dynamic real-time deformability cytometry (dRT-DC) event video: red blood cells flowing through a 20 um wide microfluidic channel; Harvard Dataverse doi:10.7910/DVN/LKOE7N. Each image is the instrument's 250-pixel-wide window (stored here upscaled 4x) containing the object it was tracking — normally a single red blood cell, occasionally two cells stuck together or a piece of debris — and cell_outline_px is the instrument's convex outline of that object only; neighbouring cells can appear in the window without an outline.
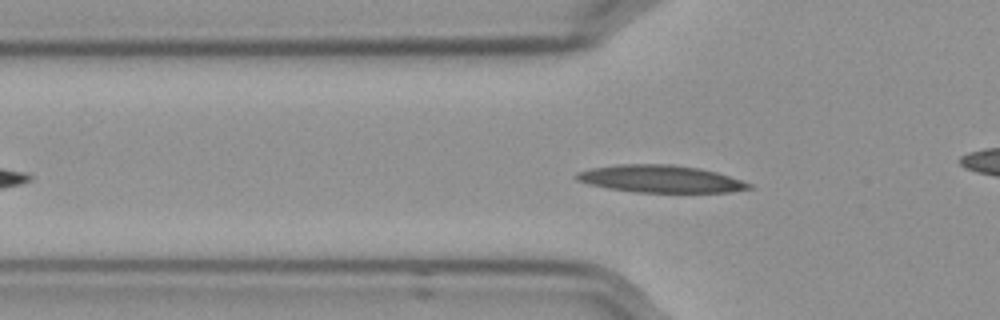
{"species": "Egyptian fruit bat (a non-hibernating species)", "species_latin": "Rousettus aegyptiacus", "temperature_condition": "cold", "stored_images_in_passage": 45, "camera_frame_rate_fps": 3000, "um_per_image_px": 0.085, "frame": {"image": 1, "passage_image": 11, "time_ms": 3.333, "image_size_px": [1000, 320], "cell_outline_px": [[756, 188], [732, 192], [636, 192], [608, 188], [588, 184], [576, 180], [572, 176], [576, 172], [592, 168], [620, 164], [672, 164], [700, 168], [716, 172], [752, 184]], "centroid_in_image_um": [56.13, 15.2], "position_along_channel_um": 69.7, "area_um2": 27.57}}
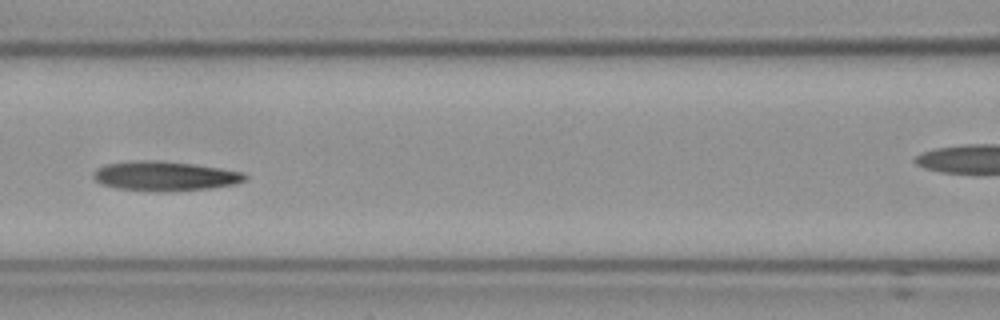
{"frame": {"image": 2, "passage_image": 18, "time_ms": 5.667, "image_size_px": [1000, 320], "cell_outline_px": [[248, 176], [244, 180], [236, 184], [208, 188], [168, 192], [152, 192], [116, 188], [100, 184], [92, 176], [92, 172], [96, 168], [104, 164], [132, 160], [160, 160], [192, 164], [244, 172]], "centroid_in_image_um": [13.94, 14.97], "position_along_channel_um": 152.7, "area_um2": 26.47}}
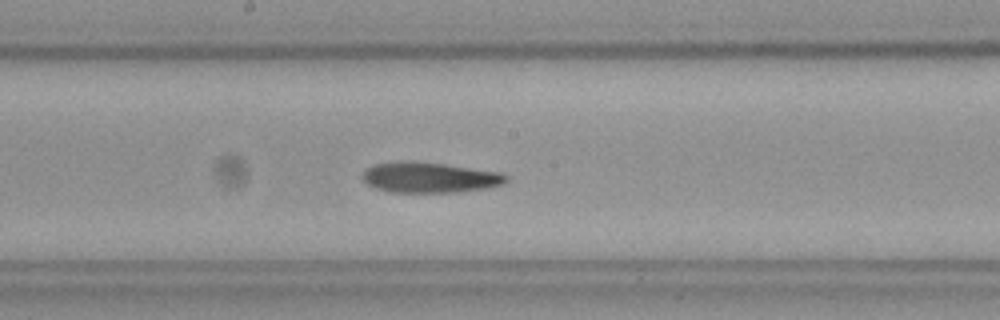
{"frame": {"image": 3, "passage_image": 23, "time_ms": 7.333, "image_size_px": [1000, 320], "cell_outline_px": [[508, 180], [504, 184], [488, 188], [460, 192], [388, 192], [376, 188], [368, 184], [364, 180], [364, 172], [372, 164], [396, 160], [400, 160], [444, 164], [500, 172], [508, 176]], "centroid_in_image_um": [36.53, 15.08], "position_along_channel_um": 211.7, "area_um2": 25.61}, "authors_computed_cell_mechanics": {"area_um2": 25.0274, "velocity_mm_per_s": 3.5538, "shape_relaxation_time_tau1_ms": 5.3372, "shape_relaxation_time_tau2_ms": 7.6628, "deformation_change_tau1": 0.191, "deformation_change_tau2": 0.1775}}